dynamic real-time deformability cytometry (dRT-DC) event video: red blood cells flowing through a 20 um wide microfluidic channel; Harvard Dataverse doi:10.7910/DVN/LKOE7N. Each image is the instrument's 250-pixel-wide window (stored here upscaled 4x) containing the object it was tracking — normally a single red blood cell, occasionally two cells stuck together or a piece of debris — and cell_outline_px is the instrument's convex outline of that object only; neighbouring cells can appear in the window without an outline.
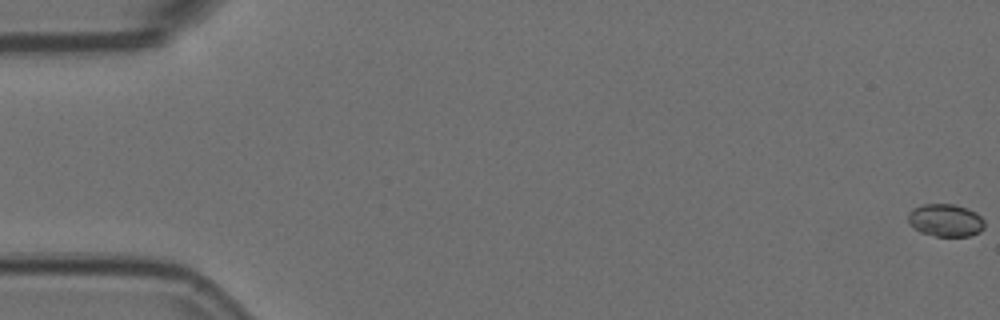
{"species": "Egyptian fruit bat (a non-hibernating species)", "species_latin": "Rousettus aegyptiacus", "temperature_condition": "room temperature", "stored_images_in_passage": 26, "camera_frame_rate_fps": 3000, "um_per_image_px": 0.085, "animal": {"sex": "female"}, "frame": {"image": 1, "passage_image": 1, "time_ms": 0.0, "image_size_px": [1000, 320], "cell_outline_px": [[984, 228], [980, 232], [968, 236], [936, 236], [920, 232], [908, 224], [908, 212], [912, 208], [924, 204], [956, 204], [968, 208], [976, 212], [984, 220]], "centroid_in_image_um": [80.36, 18.71], "position_along_channel_um": 4.6, "area_um2": 14.74}}
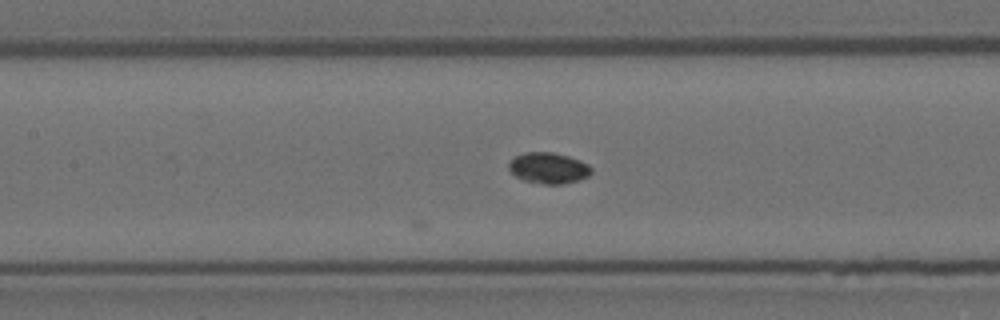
{"frame": {"image": 2, "passage_image": 26, "time_ms": 8.333, "image_size_px": [1000, 320], "cell_outline_px": [[592, 172], [588, 176], [580, 180], [564, 184], [544, 184], [524, 180], [516, 176], [508, 168], [508, 164], [516, 156], [524, 152], [552, 152], [568, 156], [580, 160], [588, 164], [592, 168]], "centroid_in_image_um": [46.65, 14.28], "position_along_channel_um": 160.7, "area_um2": 14.91}}